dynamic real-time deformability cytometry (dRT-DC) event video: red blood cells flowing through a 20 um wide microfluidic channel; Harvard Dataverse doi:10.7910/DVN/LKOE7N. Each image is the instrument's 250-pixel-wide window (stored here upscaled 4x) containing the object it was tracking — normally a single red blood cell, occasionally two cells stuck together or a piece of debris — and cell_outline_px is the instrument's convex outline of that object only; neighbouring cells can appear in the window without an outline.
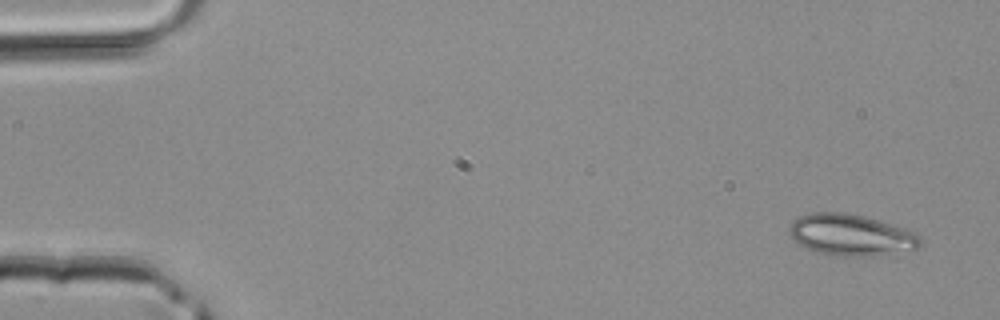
{"species": "common noctule bat (a hibernating species)", "species_latin": "Nyctalus noctula", "temperature_condition": "room temperature", "stored_images_in_passage": 4, "camera_frame_rate_fps": 3000, "um_per_image_px": 0.085, "animal": {"sex": "male", "body_mass_g": 20.4}, "frame": {"image": 1, "passage_image": 1, "time_ms": 0.0, "image_size_px": [1000, 320], "cell_outline_px": [[920, 244], [916, 248], [876, 256], [832, 256], [808, 248], [800, 244], [788, 232], [788, 228], [792, 220], [800, 216], [812, 212], [844, 212], [864, 216], [904, 228], [916, 232], [920, 236]], "centroid_in_image_um": [72.32, 19.96], "position_along_channel_um": 12.7, "area_um2": 31.44}}